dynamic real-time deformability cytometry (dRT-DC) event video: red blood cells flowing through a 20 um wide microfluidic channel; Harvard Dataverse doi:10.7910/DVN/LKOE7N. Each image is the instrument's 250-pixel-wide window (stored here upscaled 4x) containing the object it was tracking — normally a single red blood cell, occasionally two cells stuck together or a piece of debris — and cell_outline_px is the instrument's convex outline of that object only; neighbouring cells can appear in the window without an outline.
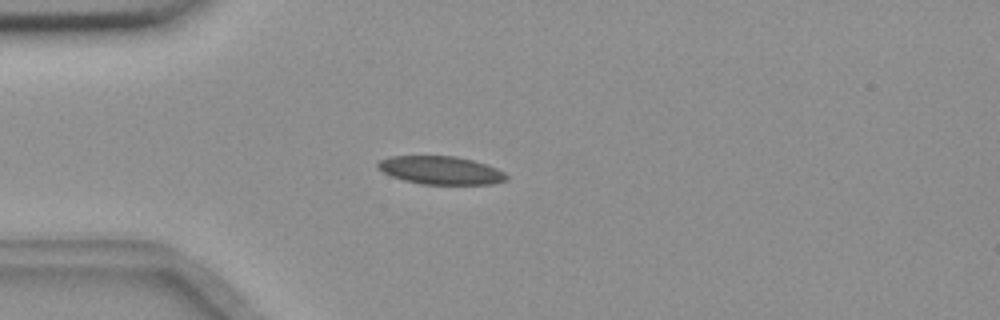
{"species": "common noctule bat (a hibernating species)", "species_latin": "Nyctalus noctula", "temperature_condition": "room temperature", "stored_images_in_passage": 3, "camera_frame_rate_fps": 3000, "um_per_image_px": 0.085, "animal": {"sex": "female", "body_mass_g": 18.4}, "frame": {"image": 1, "passage_image": 3, "time_ms": 0.667, "image_size_px": [1000, 320], "cell_outline_px": [[508, 180], [492, 184], [420, 184], [404, 180], [392, 176], [376, 168], [376, 164], [380, 160], [392, 156], [456, 156], [472, 160], [496, 168], [504, 172], [508, 176]], "centroid_in_image_um": [37.46, 14.48], "position_along_channel_um": 47.5, "area_um2": 21.04}}